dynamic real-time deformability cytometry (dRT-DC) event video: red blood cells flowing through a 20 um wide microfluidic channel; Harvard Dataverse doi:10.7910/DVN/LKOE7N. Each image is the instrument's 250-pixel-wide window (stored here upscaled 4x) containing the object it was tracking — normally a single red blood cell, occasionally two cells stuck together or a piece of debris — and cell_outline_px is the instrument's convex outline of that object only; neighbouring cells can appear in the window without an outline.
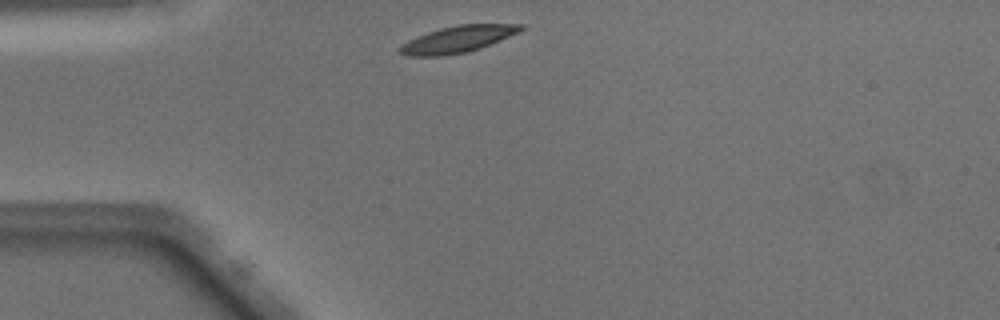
{"species": "Egyptian fruit bat (a non-hibernating species)", "species_latin": "Rousettus aegyptiacus", "temperature_condition": "warm", "stored_images_in_passage": 38, "camera_frame_rate_fps": 3000, "um_per_image_px": 0.085, "animal": {"sex": "male"}, "frame": {"image": 1, "passage_image": 1, "time_ms": 0.0, "image_size_px": [1000, 320], "cell_outline_px": [[524, 28], [500, 40], [480, 48], [468, 52], [440, 56], [408, 56], [400, 52], [400, 48], [408, 40], [416, 36], [440, 28], [456, 24], [524, 24]], "centroid_in_image_um": [38.89, 3.33], "position_along_channel_um": 46.1, "area_um2": 18.5}}
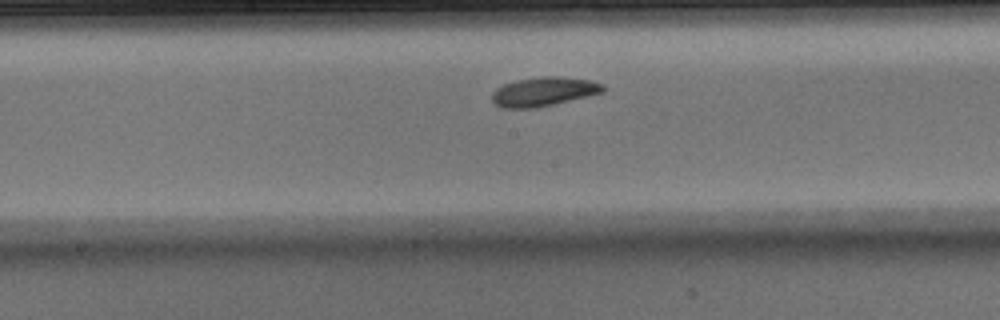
{"frame": {"image": 2, "passage_image": 14, "time_ms": 4.333, "image_size_px": [1000, 320], "cell_outline_px": [[604, 92], [588, 96], [536, 108], [500, 108], [492, 100], [492, 92], [496, 88], [504, 84], [516, 80], [544, 76], [560, 76], [588, 80], [604, 84]], "centroid_in_image_um": [46.2, 7.79], "position_along_channel_um": 202.0, "area_um2": 18.79}}
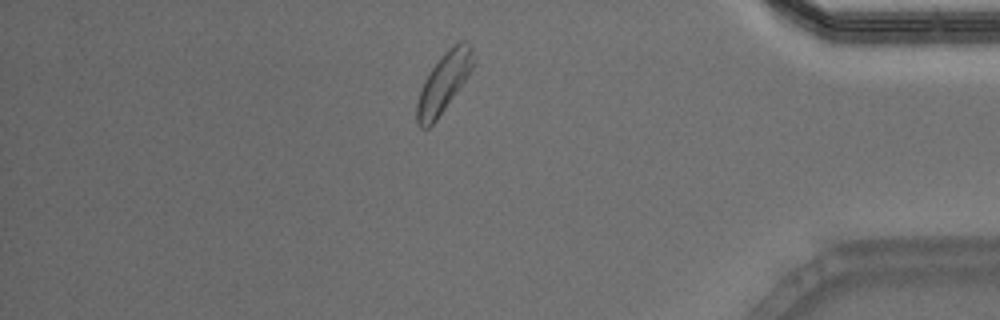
{"frame": {"image": 3, "passage_image": 31, "time_ms": 10.0, "image_size_px": [1000, 320], "cell_outline_px": [[476, 64], [468, 76], [436, 120], [428, 128], [420, 128], [416, 124], [416, 104], [424, 80], [432, 68], [444, 52], [452, 44], [460, 40], [464, 40], [472, 48], [476, 60]], "centroid_in_image_um": [37.74, 7.0], "position_along_channel_um": 397.5, "area_um2": 19.65}, "authors_computed_cell_mechanics": {"area_um2": 18.6694, "velocity_mm_per_s": 4.01, "shape_relaxation_time_tau1_ms": 1.956, "shape_relaxation_time_tau2_ms": 5.543, "deformation_change_tau1": 0.0918, "deformation_change_tau2": 0.1439}}